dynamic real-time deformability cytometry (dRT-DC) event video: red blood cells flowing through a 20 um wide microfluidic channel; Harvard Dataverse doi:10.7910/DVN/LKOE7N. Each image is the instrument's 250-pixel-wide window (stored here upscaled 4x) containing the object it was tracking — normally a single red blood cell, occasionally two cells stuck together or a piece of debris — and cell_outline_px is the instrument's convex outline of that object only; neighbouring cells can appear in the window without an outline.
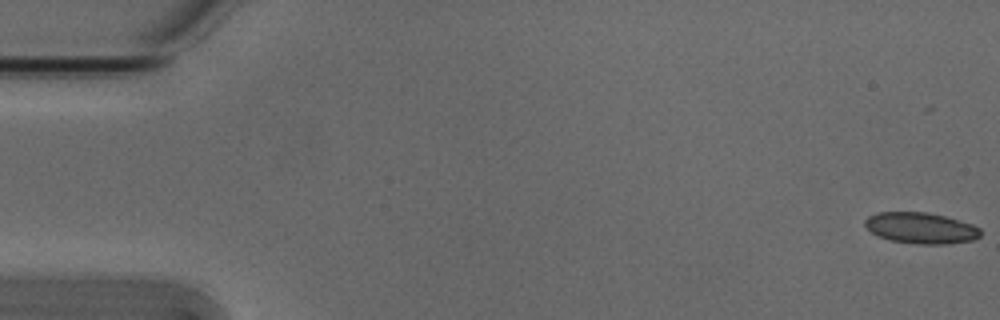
{"species": "Egyptian fruit bat (a non-hibernating species)", "species_latin": "Rousettus aegyptiacus", "temperature_condition": "cold", "stored_images_in_passage": 16, "camera_frame_rate_fps": 3000, "um_per_image_px": 0.085, "animal": {"sex": "male"}, "frame": {"image": 1, "passage_image": 1, "time_ms": 0.0, "image_size_px": [1000, 320], "cell_outline_px": [[980, 236], [972, 240], [948, 244], [916, 244], [892, 240], [880, 236], [872, 232], [864, 224], [864, 220], [868, 216], [876, 212], [928, 212], [944, 216], [972, 224], [980, 228]], "centroid_in_image_um": [78.27, 19.37], "position_along_channel_um": 6.7, "area_um2": 20.81}}
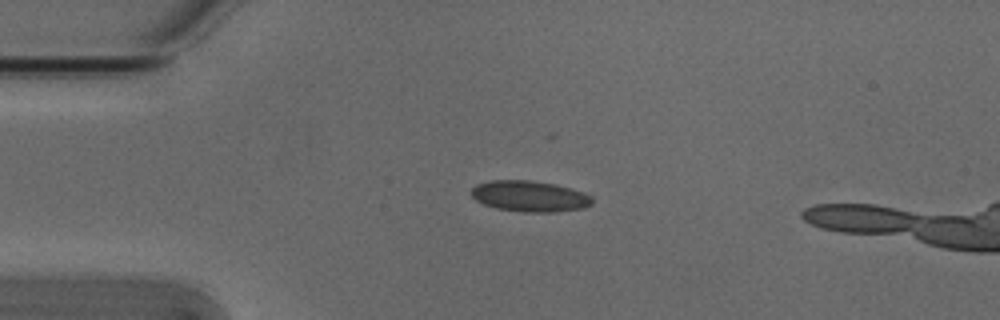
{"frame": {"image": 2, "passage_image": 13, "time_ms": 4.0, "image_size_px": [1000, 320], "cell_outline_px": [[592, 204], [584, 208], [552, 212], [524, 212], [496, 208], [484, 204], [476, 200], [472, 196], [472, 188], [476, 184], [492, 180], [528, 180], [556, 184], [592, 196]], "centroid_in_image_um": [45.0, 16.68], "position_along_channel_um": 40.0, "area_um2": 21.62}}